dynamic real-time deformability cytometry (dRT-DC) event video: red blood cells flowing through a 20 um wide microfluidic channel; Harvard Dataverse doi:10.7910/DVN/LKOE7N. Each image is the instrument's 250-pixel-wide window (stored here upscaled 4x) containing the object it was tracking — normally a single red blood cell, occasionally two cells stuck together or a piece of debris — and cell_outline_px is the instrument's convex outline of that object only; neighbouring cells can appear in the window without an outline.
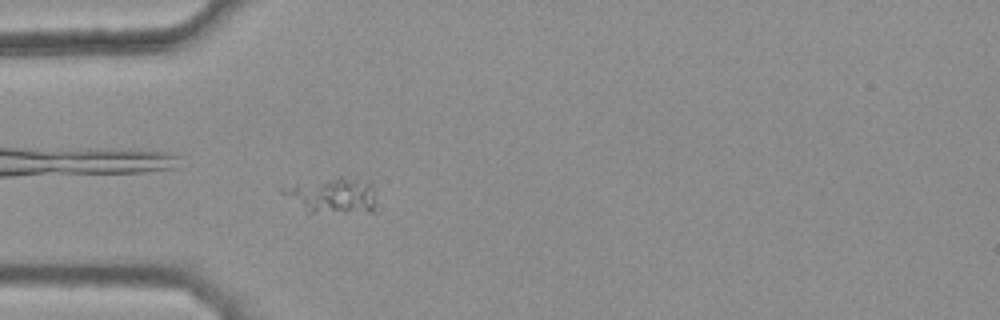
{"species": "common noctule bat (a hibernating species)", "species_latin": "Nyctalus noctula", "temperature_condition": "warm", "stored_images_in_passage": 40, "camera_frame_rate_fps": 3000, "um_per_image_px": 0.085, "animal": {"sex": "female", "body_mass_g": 25.1}, "frame": {"image": 1, "passage_image": 12, "time_ms": 3.667, "image_size_px": [1000, 320], "cell_outline_px": [[376, 212], [308, 212], [280, 192], [280, 188], [296, 184], [340, 176], [368, 180], [372, 184], [376, 192]], "centroid_in_image_um": [28.36, 16.6], "position_along_channel_um": 56.6, "area_um2": 19.59}}
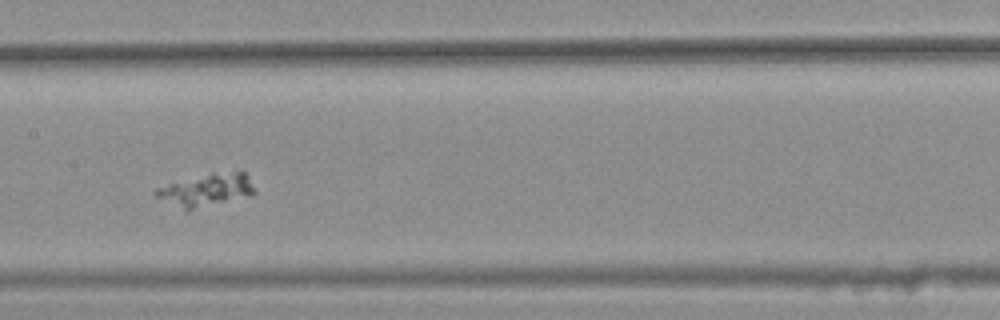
{"frame": {"image": 2, "passage_image": 23, "time_ms": 7.333, "image_size_px": [1000, 320], "cell_outline_px": [[256, 192], [252, 196], [188, 212], [184, 212], [156, 196], [152, 192], [156, 188], [168, 184], [212, 172], [244, 172], [248, 176], [256, 188]], "centroid_in_image_um": [17.56, 16.2], "position_along_channel_um": 189.8, "area_um2": 19.42}}
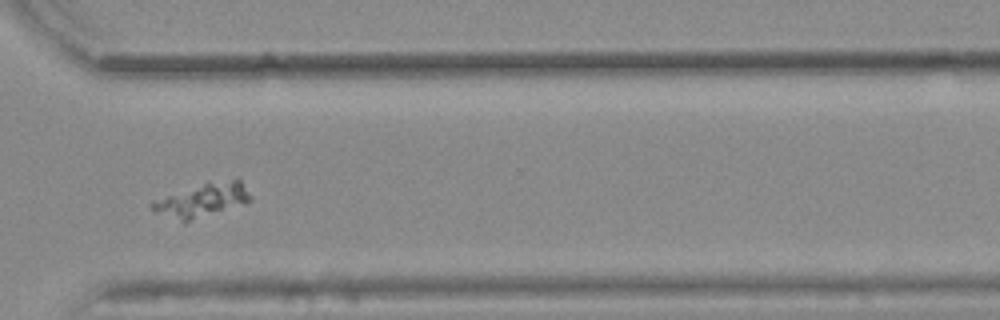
{"frame": {"image": 3, "passage_image": 36, "time_ms": 11.667, "image_size_px": [1000, 320], "cell_outline_px": [[252, 200], [184, 224], [152, 208], [152, 204], [168, 196], [208, 180], [236, 176], [240, 180], [252, 196]], "centroid_in_image_um": [17.34, 16.96], "position_along_channel_um": 353.3, "area_um2": 19.19}}